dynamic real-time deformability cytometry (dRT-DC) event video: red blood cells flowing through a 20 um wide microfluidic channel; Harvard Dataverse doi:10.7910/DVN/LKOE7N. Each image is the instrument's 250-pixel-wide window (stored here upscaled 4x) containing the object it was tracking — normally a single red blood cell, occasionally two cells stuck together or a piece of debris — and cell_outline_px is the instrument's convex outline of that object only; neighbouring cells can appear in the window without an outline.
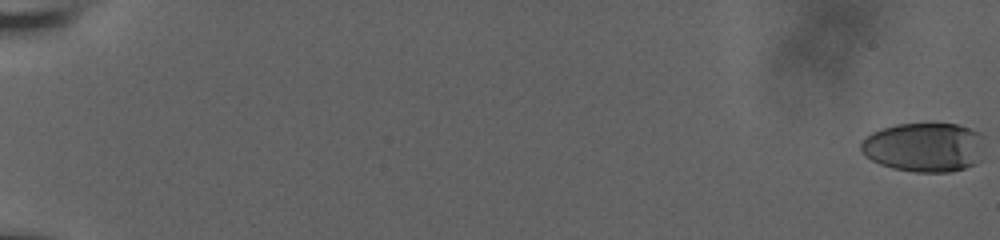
{"species": "human", "species_latin": "Homo sapiens", "temperature_condition": "room temperature", "stored_images_in_passage": 61, "camera_frame_rate_fps": 3000, "um_per_image_px": 0.085, "donor": {"sex": "male"}, "frame": {"image": 1, "passage_image": 1, "time_ms": 0.0, "image_size_px": [1000, 240], "cell_outline_px": [[984, 136], [980, 160], [976, 164], [964, 168], [948, 172], [916, 172], [892, 168], [880, 164], [864, 156], [860, 148], [860, 144], [872, 132], [896, 124], [956, 124], [980, 132]], "centroid_in_image_um": [78.58, 12.52], "position_along_channel_um": 6.4, "area_um2": 35.55}}
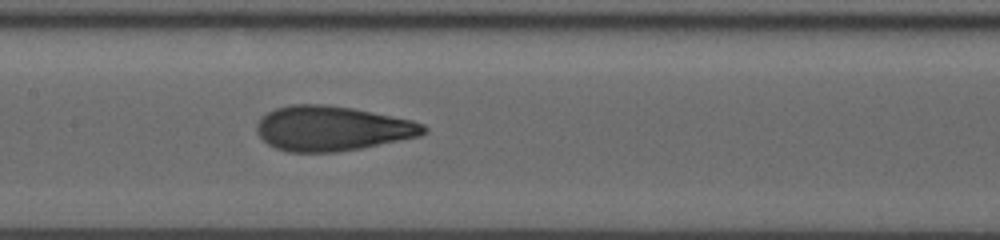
{"frame": {"image": 2, "passage_image": 34, "time_ms": 11.0, "image_size_px": [1000, 240], "cell_outline_px": [[428, 132], [420, 136], [360, 148], [336, 152], [288, 152], [276, 148], [268, 144], [256, 132], [256, 124], [268, 112], [276, 108], [292, 104], [324, 104], [352, 108], [412, 120], [424, 124], [428, 128]], "centroid_in_image_um": [28.24, 10.92], "position_along_channel_um": 179.2, "area_um2": 43.47}}
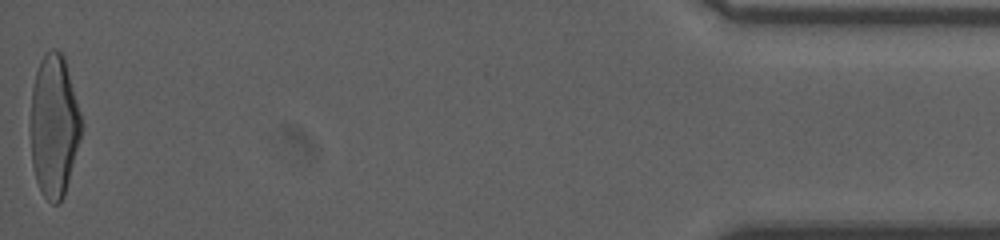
{"frame": {"image": 3, "passage_image": 61, "time_ms": 20.0, "image_size_px": [1000, 240], "cell_outline_px": [[80, 140], [64, 196], [60, 204], [52, 204], [44, 196], [36, 180], [32, 164], [28, 128], [32, 88], [36, 72], [40, 60], [44, 52], [52, 48], [56, 48], [64, 56], [80, 112]], "centroid_in_image_um": [4.55, 10.69], "position_along_channel_um": 430.7, "area_um2": 42.66}, "authors_computed_cell_mechanics": {"area_um2": 42.1362, "velocity_mm_per_s": 3.7297, "shape_relaxation_time_tau1_ms": 5.7248, "shape_relaxation_time_tau2_ms": 0.9448, "deformation_change_tau1": 0.2233, "deformation_change_tau2": 0.0854}}